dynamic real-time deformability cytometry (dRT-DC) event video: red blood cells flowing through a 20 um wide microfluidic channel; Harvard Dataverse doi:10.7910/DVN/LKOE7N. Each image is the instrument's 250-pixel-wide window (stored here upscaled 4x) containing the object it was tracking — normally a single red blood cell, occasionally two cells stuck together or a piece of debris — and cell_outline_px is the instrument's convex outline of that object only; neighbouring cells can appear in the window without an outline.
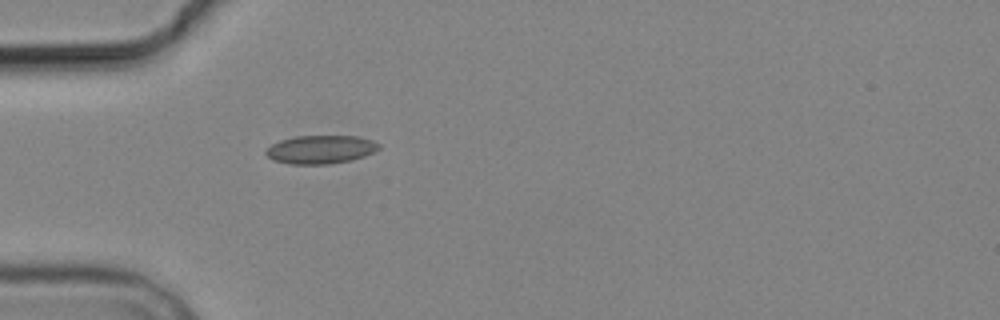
{"species": "common noctule bat (a hibernating species)", "species_latin": "Nyctalus noctula", "temperature_condition": "cold", "stored_images_in_passage": 4, "camera_frame_rate_fps": 3000, "um_per_image_px": 0.085, "animal": {"sex": "male", "body_mass_g": 19.2, "forearm_length_mm": 51.8}, "frame": {"image": 1, "passage_image": 4, "time_ms": 4.333, "image_size_px": [1000, 320], "cell_outline_px": [[380, 148], [364, 156], [352, 160], [328, 164], [292, 164], [272, 160], [264, 152], [272, 144], [280, 140], [296, 136], [360, 136], [372, 140], [380, 144]], "centroid_in_image_um": [27.26, 12.7], "position_along_channel_um": 57.7, "area_um2": 18.67}}